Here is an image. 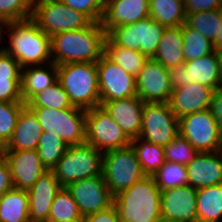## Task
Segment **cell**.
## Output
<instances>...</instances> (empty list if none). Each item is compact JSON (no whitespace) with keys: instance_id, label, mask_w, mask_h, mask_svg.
<instances>
[{"instance_id":"cell-51","label":"cell","mask_w":222,"mask_h":222,"mask_svg":"<svg viewBox=\"0 0 222 222\" xmlns=\"http://www.w3.org/2000/svg\"><path fill=\"white\" fill-rule=\"evenodd\" d=\"M159 222H178V221L167 220V219L161 218Z\"/></svg>"},{"instance_id":"cell-43","label":"cell","mask_w":222,"mask_h":222,"mask_svg":"<svg viewBox=\"0 0 222 222\" xmlns=\"http://www.w3.org/2000/svg\"><path fill=\"white\" fill-rule=\"evenodd\" d=\"M0 101L23 102L21 80H0Z\"/></svg>"},{"instance_id":"cell-8","label":"cell","mask_w":222,"mask_h":222,"mask_svg":"<svg viewBox=\"0 0 222 222\" xmlns=\"http://www.w3.org/2000/svg\"><path fill=\"white\" fill-rule=\"evenodd\" d=\"M31 19L50 37L62 31L83 29L92 21L61 0H34Z\"/></svg>"},{"instance_id":"cell-47","label":"cell","mask_w":222,"mask_h":222,"mask_svg":"<svg viewBox=\"0 0 222 222\" xmlns=\"http://www.w3.org/2000/svg\"><path fill=\"white\" fill-rule=\"evenodd\" d=\"M209 110L222 131V87L213 92Z\"/></svg>"},{"instance_id":"cell-16","label":"cell","mask_w":222,"mask_h":222,"mask_svg":"<svg viewBox=\"0 0 222 222\" xmlns=\"http://www.w3.org/2000/svg\"><path fill=\"white\" fill-rule=\"evenodd\" d=\"M136 94L145 103H168L173 91L169 71L153 58H148L135 77Z\"/></svg>"},{"instance_id":"cell-29","label":"cell","mask_w":222,"mask_h":222,"mask_svg":"<svg viewBox=\"0 0 222 222\" xmlns=\"http://www.w3.org/2000/svg\"><path fill=\"white\" fill-rule=\"evenodd\" d=\"M104 55L134 77L138 75L148 60V57L139 50L123 48L115 44L108 36L104 42Z\"/></svg>"},{"instance_id":"cell-38","label":"cell","mask_w":222,"mask_h":222,"mask_svg":"<svg viewBox=\"0 0 222 222\" xmlns=\"http://www.w3.org/2000/svg\"><path fill=\"white\" fill-rule=\"evenodd\" d=\"M25 106L24 102L0 101V149L9 142L19 113Z\"/></svg>"},{"instance_id":"cell-19","label":"cell","mask_w":222,"mask_h":222,"mask_svg":"<svg viewBox=\"0 0 222 222\" xmlns=\"http://www.w3.org/2000/svg\"><path fill=\"white\" fill-rule=\"evenodd\" d=\"M143 102L138 96L112 101H101V106L132 140L140 136Z\"/></svg>"},{"instance_id":"cell-13","label":"cell","mask_w":222,"mask_h":222,"mask_svg":"<svg viewBox=\"0 0 222 222\" xmlns=\"http://www.w3.org/2000/svg\"><path fill=\"white\" fill-rule=\"evenodd\" d=\"M180 134L179 119L168 103H145L140 136L165 147Z\"/></svg>"},{"instance_id":"cell-31","label":"cell","mask_w":222,"mask_h":222,"mask_svg":"<svg viewBox=\"0 0 222 222\" xmlns=\"http://www.w3.org/2000/svg\"><path fill=\"white\" fill-rule=\"evenodd\" d=\"M131 145L136 152L144 174L154 176L165 163L164 147L146 141L141 137L132 139Z\"/></svg>"},{"instance_id":"cell-1","label":"cell","mask_w":222,"mask_h":222,"mask_svg":"<svg viewBox=\"0 0 222 222\" xmlns=\"http://www.w3.org/2000/svg\"><path fill=\"white\" fill-rule=\"evenodd\" d=\"M106 36L100 22H92L83 29L56 33L51 36L52 62L56 65L97 62L104 55Z\"/></svg>"},{"instance_id":"cell-41","label":"cell","mask_w":222,"mask_h":222,"mask_svg":"<svg viewBox=\"0 0 222 222\" xmlns=\"http://www.w3.org/2000/svg\"><path fill=\"white\" fill-rule=\"evenodd\" d=\"M70 8L85 14L92 22L102 21L105 0H61Z\"/></svg>"},{"instance_id":"cell-23","label":"cell","mask_w":222,"mask_h":222,"mask_svg":"<svg viewBox=\"0 0 222 222\" xmlns=\"http://www.w3.org/2000/svg\"><path fill=\"white\" fill-rule=\"evenodd\" d=\"M61 187L55 174L52 171H47L27 191L30 222L48 221L51 204Z\"/></svg>"},{"instance_id":"cell-44","label":"cell","mask_w":222,"mask_h":222,"mask_svg":"<svg viewBox=\"0 0 222 222\" xmlns=\"http://www.w3.org/2000/svg\"><path fill=\"white\" fill-rule=\"evenodd\" d=\"M186 13H196L222 8V0H183Z\"/></svg>"},{"instance_id":"cell-39","label":"cell","mask_w":222,"mask_h":222,"mask_svg":"<svg viewBox=\"0 0 222 222\" xmlns=\"http://www.w3.org/2000/svg\"><path fill=\"white\" fill-rule=\"evenodd\" d=\"M34 0H0V25L31 18Z\"/></svg>"},{"instance_id":"cell-22","label":"cell","mask_w":222,"mask_h":222,"mask_svg":"<svg viewBox=\"0 0 222 222\" xmlns=\"http://www.w3.org/2000/svg\"><path fill=\"white\" fill-rule=\"evenodd\" d=\"M188 184L195 189L222 183V150L198 152L186 165Z\"/></svg>"},{"instance_id":"cell-40","label":"cell","mask_w":222,"mask_h":222,"mask_svg":"<svg viewBox=\"0 0 222 222\" xmlns=\"http://www.w3.org/2000/svg\"><path fill=\"white\" fill-rule=\"evenodd\" d=\"M165 160L182 165L189 164L198 151L179 134L168 145L164 147Z\"/></svg>"},{"instance_id":"cell-10","label":"cell","mask_w":222,"mask_h":222,"mask_svg":"<svg viewBox=\"0 0 222 222\" xmlns=\"http://www.w3.org/2000/svg\"><path fill=\"white\" fill-rule=\"evenodd\" d=\"M86 142L102 153L131 145V139L102 106L86 110Z\"/></svg>"},{"instance_id":"cell-35","label":"cell","mask_w":222,"mask_h":222,"mask_svg":"<svg viewBox=\"0 0 222 222\" xmlns=\"http://www.w3.org/2000/svg\"><path fill=\"white\" fill-rule=\"evenodd\" d=\"M29 108L66 109L72 107L68 95L57 81L37 93L27 104Z\"/></svg>"},{"instance_id":"cell-28","label":"cell","mask_w":222,"mask_h":222,"mask_svg":"<svg viewBox=\"0 0 222 222\" xmlns=\"http://www.w3.org/2000/svg\"><path fill=\"white\" fill-rule=\"evenodd\" d=\"M197 221L222 222V183L197 189Z\"/></svg>"},{"instance_id":"cell-45","label":"cell","mask_w":222,"mask_h":222,"mask_svg":"<svg viewBox=\"0 0 222 222\" xmlns=\"http://www.w3.org/2000/svg\"><path fill=\"white\" fill-rule=\"evenodd\" d=\"M83 222H121L114 205L108 209L83 217Z\"/></svg>"},{"instance_id":"cell-14","label":"cell","mask_w":222,"mask_h":222,"mask_svg":"<svg viewBox=\"0 0 222 222\" xmlns=\"http://www.w3.org/2000/svg\"><path fill=\"white\" fill-rule=\"evenodd\" d=\"M101 101L125 99L136 94V79L103 55L97 62Z\"/></svg>"},{"instance_id":"cell-6","label":"cell","mask_w":222,"mask_h":222,"mask_svg":"<svg viewBox=\"0 0 222 222\" xmlns=\"http://www.w3.org/2000/svg\"><path fill=\"white\" fill-rule=\"evenodd\" d=\"M30 109L44 132L59 136L68 146L86 142V110L75 106L66 109Z\"/></svg>"},{"instance_id":"cell-48","label":"cell","mask_w":222,"mask_h":222,"mask_svg":"<svg viewBox=\"0 0 222 222\" xmlns=\"http://www.w3.org/2000/svg\"><path fill=\"white\" fill-rule=\"evenodd\" d=\"M221 22H222V8H221ZM213 46L215 50L222 49V27L221 31L218 33L215 41L213 42Z\"/></svg>"},{"instance_id":"cell-12","label":"cell","mask_w":222,"mask_h":222,"mask_svg":"<svg viewBox=\"0 0 222 222\" xmlns=\"http://www.w3.org/2000/svg\"><path fill=\"white\" fill-rule=\"evenodd\" d=\"M179 130L198 152L222 150V131L209 109L180 118Z\"/></svg>"},{"instance_id":"cell-30","label":"cell","mask_w":222,"mask_h":222,"mask_svg":"<svg viewBox=\"0 0 222 222\" xmlns=\"http://www.w3.org/2000/svg\"><path fill=\"white\" fill-rule=\"evenodd\" d=\"M149 16L164 27H177L186 23L183 0H149Z\"/></svg>"},{"instance_id":"cell-50","label":"cell","mask_w":222,"mask_h":222,"mask_svg":"<svg viewBox=\"0 0 222 222\" xmlns=\"http://www.w3.org/2000/svg\"><path fill=\"white\" fill-rule=\"evenodd\" d=\"M60 222H83V217L81 219L76 220H66V221H60Z\"/></svg>"},{"instance_id":"cell-42","label":"cell","mask_w":222,"mask_h":222,"mask_svg":"<svg viewBox=\"0 0 222 222\" xmlns=\"http://www.w3.org/2000/svg\"><path fill=\"white\" fill-rule=\"evenodd\" d=\"M21 70L17 60L0 47V80H21Z\"/></svg>"},{"instance_id":"cell-37","label":"cell","mask_w":222,"mask_h":222,"mask_svg":"<svg viewBox=\"0 0 222 222\" xmlns=\"http://www.w3.org/2000/svg\"><path fill=\"white\" fill-rule=\"evenodd\" d=\"M156 185L161 191L188 184L185 165L165 160L164 165L154 174Z\"/></svg>"},{"instance_id":"cell-27","label":"cell","mask_w":222,"mask_h":222,"mask_svg":"<svg viewBox=\"0 0 222 222\" xmlns=\"http://www.w3.org/2000/svg\"><path fill=\"white\" fill-rule=\"evenodd\" d=\"M0 222H30L26 190L13 187L0 198Z\"/></svg>"},{"instance_id":"cell-9","label":"cell","mask_w":222,"mask_h":222,"mask_svg":"<svg viewBox=\"0 0 222 222\" xmlns=\"http://www.w3.org/2000/svg\"><path fill=\"white\" fill-rule=\"evenodd\" d=\"M165 29L149 16L133 24L115 27L107 36L123 48L139 50L148 58H153Z\"/></svg>"},{"instance_id":"cell-20","label":"cell","mask_w":222,"mask_h":222,"mask_svg":"<svg viewBox=\"0 0 222 222\" xmlns=\"http://www.w3.org/2000/svg\"><path fill=\"white\" fill-rule=\"evenodd\" d=\"M214 90L199 83L173 89L168 104L178 118L209 109Z\"/></svg>"},{"instance_id":"cell-11","label":"cell","mask_w":222,"mask_h":222,"mask_svg":"<svg viewBox=\"0 0 222 222\" xmlns=\"http://www.w3.org/2000/svg\"><path fill=\"white\" fill-rule=\"evenodd\" d=\"M172 89L199 83L214 91L222 87V74L217 51L195 60L185 61L183 65L168 69Z\"/></svg>"},{"instance_id":"cell-32","label":"cell","mask_w":222,"mask_h":222,"mask_svg":"<svg viewBox=\"0 0 222 222\" xmlns=\"http://www.w3.org/2000/svg\"><path fill=\"white\" fill-rule=\"evenodd\" d=\"M186 14V24L189 27L199 31L211 42L215 41L222 27L221 9Z\"/></svg>"},{"instance_id":"cell-34","label":"cell","mask_w":222,"mask_h":222,"mask_svg":"<svg viewBox=\"0 0 222 222\" xmlns=\"http://www.w3.org/2000/svg\"><path fill=\"white\" fill-rule=\"evenodd\" d=\"M185 61L195 60L215 51L213 42L186 23L182 25Z\"/></svg>"},{"instance_id":"cell-17","label":"cell","mask_w":222,"mask_h":222,"mask_svg":"<svg viewBox=\"0 0 222 222\" xmlns=\"http://www.w3.org/2000/svg\"><path fill=\"white\" fill-rule=\"evenodd\" d=\"M0 153L8 162L14 188L28 191L48 171L36 149L0 150Z\"/></svg>"},{"instance_id":"cell-21","label":"cell","mask_w":222,"mask_h":222,"mask_svg":"<svg viewBox=\"0 0 222 222\" xmlns=\"http://www.w3.org/2000/svg\"><path fill=\"white\" fill-rule=\"evenodd\" d=\"M146 17H149V0H105L101 24L108 33L115 27L133 24Z\"/></svg>"},{"instance_id":"cell-5","label":"cell","mask_w":222,"mask_h":222,"mask_svg":"<svg viewBox=\"0 0 222 222\" xmlns=\"http://www.w3.org/2000/svg\"><path fill=\"white\" fill-rule=\"evenodd\" d=\"M103 153L85 142L69 146L51 170L62 187L102 174Z\"/></svg>"},{"instance_id":"cell-18","label":"cell","mask_w":222,"mask_h":222,"mask_svg":"<svg viewBox=\"0 0 222 222\" xmlns=\"http://www.w3.org/2000/svg\"><path fill=\"white\" fill-rule=\"evenodd\" d=\"M196 199L197 189L189 184L161 191V218L198 222Z\"/></svg>"},{"instance_id":"cell-25","label":"cell","mask_w":222,"mask_h":222,"mask_svg":"<svg viewBox=\"0 0 222 222\" xmlns=\"http://www.w3.org/2000/svg\"><path fill=\"white\" fill-rule=\"evenodd\" d=\"M48 65V68H47ZM58 81L57 65L53 62L44 66H28L21 70L22 99L27 104L37 93Z\"/></svg>"},{"instance_id":"cell-2","label":"cell","mask_w":222,"mask_h":222,"mask_svg":"<svg viewBox=\"0 0 222 222\" xmlns=\"http://www.w3.org/2000/svg\"><path fill=\"white\" fill-rule=\"evenodd\" d=\"M3 32L9 35L10 46L2 48L17 60L21 68L52 62L51 37L31 18L0 25V41Z\"/></svg>"},{"instance_id":"cell-24","label":"cell","mask_w":222,"mask_h":222,"mask_svg":"<svg viewBox=\"0 0 222 222\" xmlns=\"http://www.w3.org/2000/svg\"><path fill=\"white\" fill-rule=\"evenodd\" d=\"M42 126L35 113L26 105L17 118L16 127L9 142L0 150L36 149Z\"/></svg>"},{"instance_id":"cell-36","label":"cell","mask_w":222,"mask_h":222,"mask_svg":"<svg viewBox=\"0 0 222 222\" xmlns=\"http://www.w3.org/2000/svg\"><path fill=\"white\" fill-rule=\"evenodd\" d=\"M81 218L82 215L70 191L66 187H61L51 204L47 222H60Z\"/></svg>"},{"instance_id":"cell-4","label":"cell","mask_w":222,"mask_h":222,"mask_svg":"<svg viewBox=\"0 0 222 222\" xmlns=\"http://www.w3.org/2000/svg\"><path fill=\"white\" fill-rule=\"evenodd\" d=\"M57 71L72 106L84 110L101 106L96 62L60 64Z\"/></svg>"},{"instance_id":"cell-26","label":"cell","mask_w":222,"mask_h":222,"mask_svg":"<svg viewBox=\"0 0 222 222\" xmlns=\"http://www.w3.org/2000/svg\"><path fill=\"white\" fill-rule=\"evenodd\" d=\"M183 44L182 25L166 28L153 59L167 69L183 65Z\"/></svg>"},{"instance_id":"cell-3","label":"cell","mask_w":222,"mask_h":222,"mask_svg":"<svg viewBox=\"0 0 222 222\" xmlns=\"http://www.w3.org/2000/svg\"><path fill=\"white\" fill-rule=\"evenodd\" d=\"M121 222H159L161 190L153 176L145 175L130 188L113 197Z\"/></svg>"},{"instance_id":"cell-49","label":"cell","mask_w":222,"mask_h":222,"mask_svg":"<svg viewBox=\"0 0 222 222\" xmlns=\"http://www.w3.org/2000/svg\"><path fill=\"white\" fill-rule=\"evenodd\" d=\"M219 56V62H220V68H221V74H222V49L216 50Z\"/></svg>"},{"instance_id":"cell-46","label":"cell","mask_w":222,"mask_h":222,"mask_svg":"<svg viewBox=\"0 0 222 222\" xmlns=\"http://www.w3.org/2000/svg\"><path fill=\"white\" fill-rule=\"evenodd\" d=\"M13 188L8 162L0 153V198Z\"/></svg>"},{"instance_id":"cell-33","label":"cell","mask_w":222,"mask_h":222,"mask_svg":"<svg viewBox=\"0 0 222 222\" xmlns=\"http://www.w3.org/2000/svg\"><path fill=\"white\" fill-rule=\"evenodd\" d=\"M68 145L59 136L42 132L36 151L43 166L51 171L68 149Z\"/></svg>"},{"instance_id":"cell-15","label":"cell","mask_w":222,"mask_h":222,"mask_svg":"<svg viewBox=\"0 0 222 222\" xmlns=\"http://www.w3.org/2000/svg\"><path fill=\"white\" fill-rule=\"evenodd\" d=\"M74 198L82 217L108 209L113 196L103 175L76 180L66 187Z\"/></svg>"},{"instance_id":"cell-7","label":"cell","mask_w":222,"mask_h":222,"mask_svg":"<svg viewBox=\"0 0 222 222\" xmlns=\"http://www.w3.org/2000/svg\"><path fill=\"white\" fill-rule=\"evenodd\" d=\"M102 175L113 197L145 176L132 145L104 152Z\"/></svg>"}]
</instances>
